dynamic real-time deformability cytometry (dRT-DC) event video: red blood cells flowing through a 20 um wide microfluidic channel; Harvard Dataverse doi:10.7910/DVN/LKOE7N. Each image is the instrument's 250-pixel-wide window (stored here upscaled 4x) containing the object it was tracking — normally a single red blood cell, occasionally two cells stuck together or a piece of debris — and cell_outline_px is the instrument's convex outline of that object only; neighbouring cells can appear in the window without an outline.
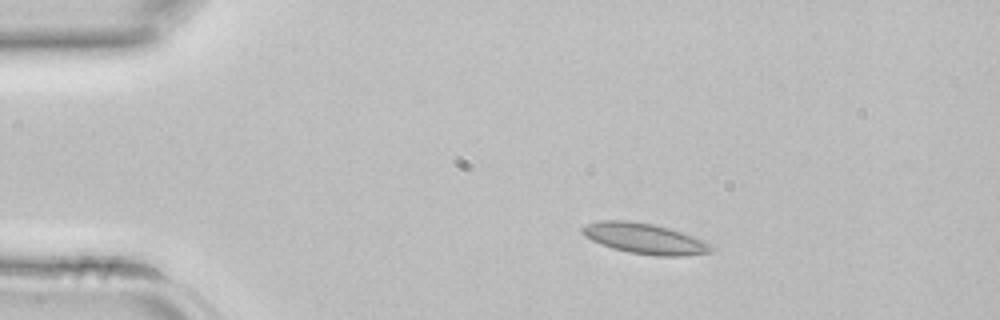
{"species": "common noctule bat (a hibernating species)", "species_latin": "Nyctalus noctula", "temperature_condition": "room temperature", "stored_images_in_passage": 42, "camera_frame_rate_fps": 3000, "um_per_image_px": 0.085, "animal": {"sex": "female", "body_mass_g": 22.7, "forearm_length_mm": 54.2}, "frame": {"image": 1, "passage_image": 7, "time_ms": 2.0, "image_size_px": [1000, 320], "cell_outline_px": [[712, 252], [684, 256], [656, 256], [628, 252], [612, 248], [592, 240], [584, 236], [580, 232], [580, 228], [588, 224], [600, 220], [628, 220], [652, 224], [668, 228], [704, 240], [712, 244]], "centroid_in_image_um": [54.78, 20.28], "position_along_channel_um": 30.2, "area_um2": 22.95}}
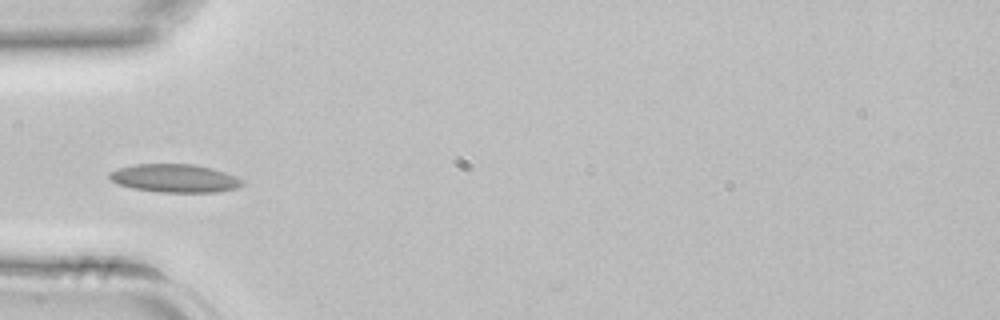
{"frame": {"image": 2, "passage_image": 13, "time_ms": 4.0, "image_size_px": [1000, 320], "cell_outline_px": [[244, 184], [236, 188], [216, 192], [156, 192], [132, 188], [116, 184], [108, 176], [108, 172], [132, 164], [192, 164], [212, 168], [236, 176], [244, 180]], "centroid_in_image_um": [14.84, 15.15], "position_along_channel_um": 70.2, "area_um2": 21.96}}